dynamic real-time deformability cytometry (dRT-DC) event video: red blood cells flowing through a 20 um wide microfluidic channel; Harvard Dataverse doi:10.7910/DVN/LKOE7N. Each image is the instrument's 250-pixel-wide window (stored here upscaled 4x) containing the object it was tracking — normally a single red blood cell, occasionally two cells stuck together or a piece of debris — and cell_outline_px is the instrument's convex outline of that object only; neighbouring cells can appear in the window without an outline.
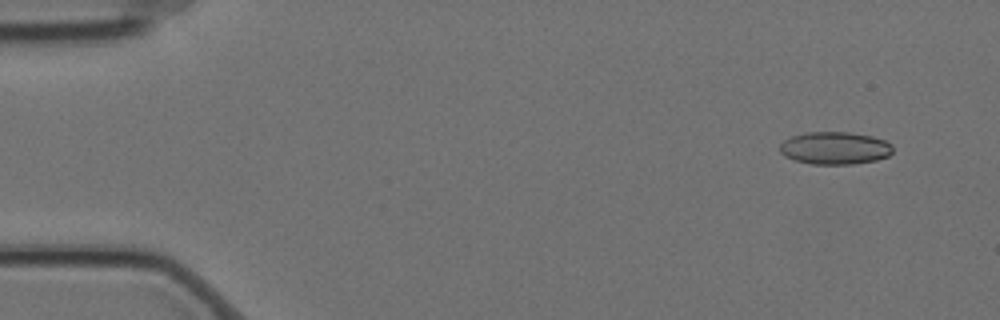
{"species": "Egyptian fruit bat (a non-hibernating species)", "species_latin": "Rousettus aegyptiacus", "temperature_condition": "cold", "stored_images_in_passage": 4, "camera_frame_rate_fps": 3000, "um_per_image_px": 0.085, "animal": {"sex": "female"}, "frame": {"image": 1, "passage_image": 1, "time_ms": 0.0, "image_size_px": [1000, 320], "cell_outline_px": [[892, 152], [888, 156], [876, 160], [852, 164], [812, 164], [796, 160], [784, 156], [780, 152], [780, 144], [784, 140], [792, 136], [804, 132], [848, 132], [872, 136], [884, 140], [892, 144]], "centroid_in_image_um": [70.96, 12.58], "position_along_channel_um": 14.0, "area_um2": 21.44}}
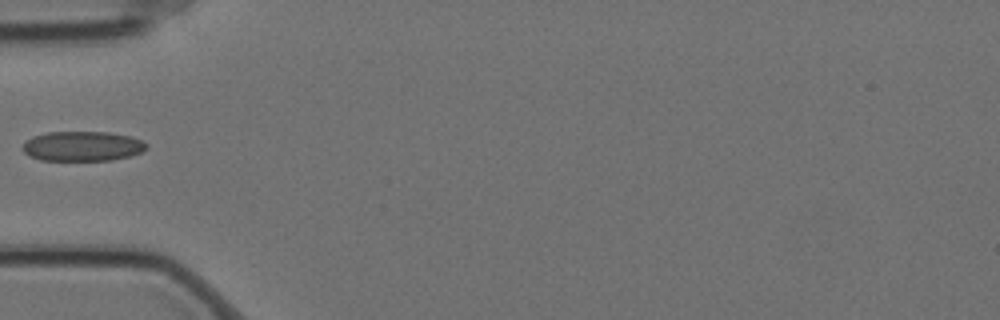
{"frame": {"image": 2, "passage_image": 4, "time_ms": 1.0, "image_size_px": [1000, 320], "cell_outline_px": [[148, 148], [140, 152], [128, 156], [112, 160], [40, 160], [24, 152], [20, 148], [32, 136], [48, 132], [108, 132], [132, 136], [148, 144]], "centroid_in_image_um": [7.01, 12.42], "position_along_channel_um": 78.0, "area_um2": 21.44}}